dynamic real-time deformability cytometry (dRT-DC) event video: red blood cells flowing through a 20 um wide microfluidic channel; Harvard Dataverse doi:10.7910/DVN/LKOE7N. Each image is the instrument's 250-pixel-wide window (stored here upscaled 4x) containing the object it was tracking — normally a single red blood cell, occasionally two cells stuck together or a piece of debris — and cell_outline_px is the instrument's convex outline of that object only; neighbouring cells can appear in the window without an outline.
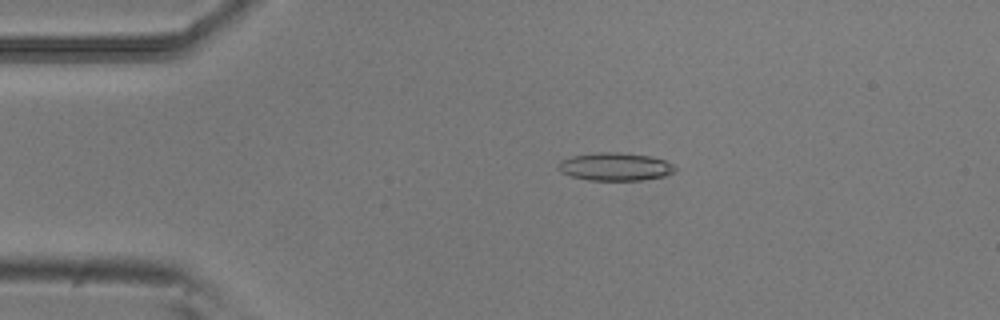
{"species": "common noctule bat (a hibernating species)", "species_latin": "Nyctalus noctula", "temperature_condition": "room temperature", "stored_images_in_passage": 52, "camera_frame_rate_fps": 3000, "um_per_image_px": 0.085, "animal": {"sex": "male", "body_mass_g": 20.5, "forearm_length_mm": 52.5}, "frame": {"image": 1, "passage_image": 10, "time_ms": 3.0, "image_size_px": [1000, 320], "cell_outline_px": [[680, 168], [676, 172], [664, 176], [644, 180], [588, 180], [572, 176], [560, 172], [556, 168], [560, 160], [572, 156], [600, 152], [620, 152], [648, 156], [664, 160]], "centroid_in_image_um": [52.31, 14.17], "position_along_channel_um": 32.7, "area_um2": 19.19}}
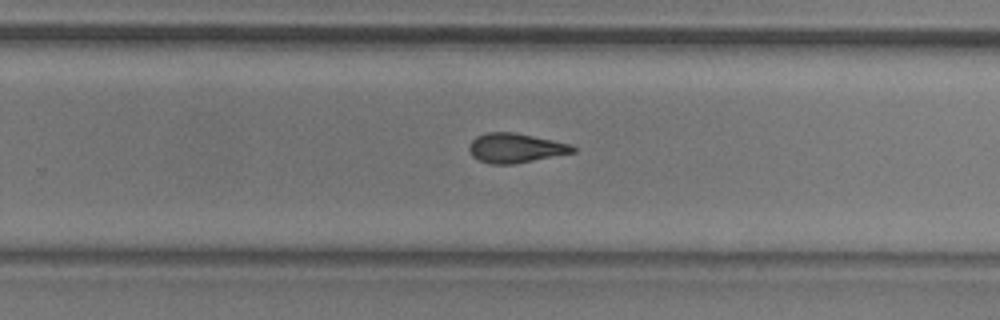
{"frame": {"image": 2, "passage_image": 33, "time_ms": 10.667, "image_size_px": [1000, 320], "cell_outline_px": [[576, 152], [512, 164], [488, 164], [472, 156], [468, 148], [472, 140], [476, 136], [488, 132], [512, 132], [572, 144], [576, 148]], "centroid_in_image_um": [43.81, 12.58], "position_along_channel_um": 286.0, "area_um2": 17.69}}
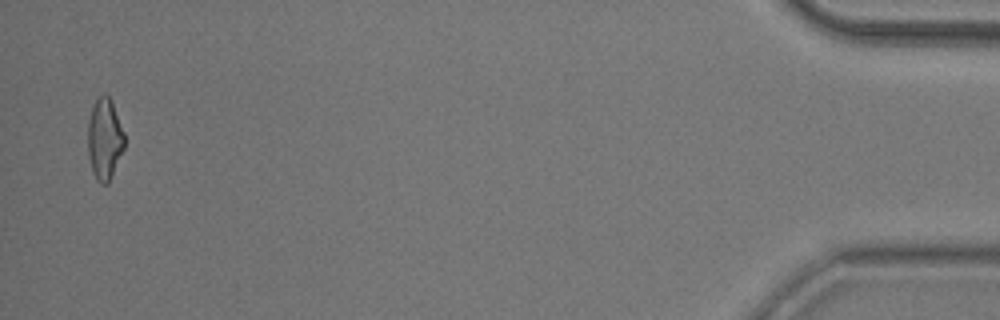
{"frame": {"image": 3, "passage_image": 51, "time_ms": 16.667, "image_size_px": [1000, 320], "cell_outline_px": [[124, 148], [108, 184], [100, 184], [96, 180], [92, 172], [88, 156], [88, 120], [92, 108], [96, 100], [104, 92], [112, 100], [124, 132]], "centroid_in_image_um": [8.88, 11.82], "position_along_channel_um": 426.3, "area_um2": 17.46}, "authors_computed_cell_mechanics": {"area_um2": 17.9469, "velocity_mm_per_s": 3.84, "shape_relaxation_time_tau1_ms": 8.219, "shape_relaxation_time_tau2_ms": 2.6825, "deformation_change_tau1": 0.2103, "deformation_change_tau2": 0.1146}}